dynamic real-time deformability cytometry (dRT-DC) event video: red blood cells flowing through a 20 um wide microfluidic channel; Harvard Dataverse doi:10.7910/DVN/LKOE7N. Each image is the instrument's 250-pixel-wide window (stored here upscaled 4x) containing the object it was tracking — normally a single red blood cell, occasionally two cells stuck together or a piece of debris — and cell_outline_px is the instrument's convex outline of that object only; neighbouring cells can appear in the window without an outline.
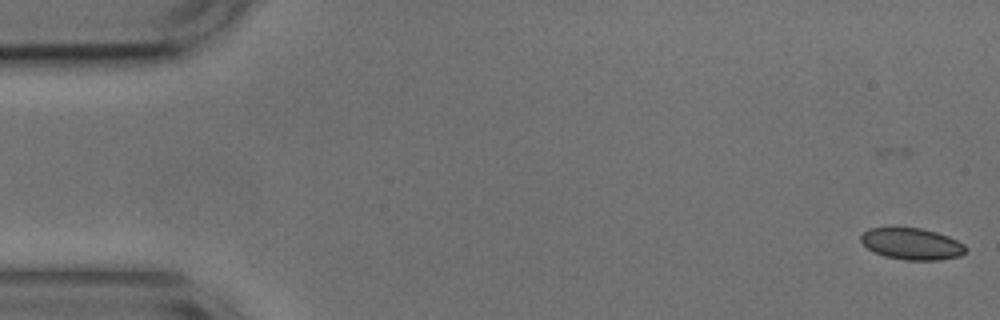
{"species": "common noctule bat (a hibernating species)", "species_latin": "Nyctalus noctula", "temperature_condition": "cold", "stored_images_in_passage": 9, "camera_frame_rate_fps": 3000, "um_per_image_px": 0.085, "animal": {"sex": "male", "body_mass_g": 17.9, "forearm_length_mm": 54.2}, "frame": {"image": 1, "passage_image": 3, "time_ms": 0.667, "image_size_px": [1000, 320], "cell_outline_px": [[968, 248], [960, 256], [940, 260], [904, 260], [884, 256], [868, 248], [860, 240], [860, 236], [868, 228], [892, 224], [924, 228], [948, 236], [964, 244]], "centroid_in_image_um": [77.46, 20.67], "position_along_channel_um": 7.5, "area_um2": 20.06}}